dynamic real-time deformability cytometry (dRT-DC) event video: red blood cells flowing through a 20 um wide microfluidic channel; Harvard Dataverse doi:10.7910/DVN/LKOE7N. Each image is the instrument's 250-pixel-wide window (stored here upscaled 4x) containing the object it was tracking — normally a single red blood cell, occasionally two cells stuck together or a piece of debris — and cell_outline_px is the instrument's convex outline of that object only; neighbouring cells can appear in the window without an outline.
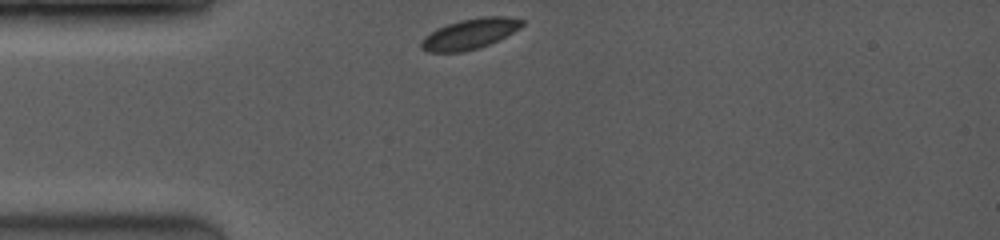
{"species": "common noctule bat (a hibernating species)", "species_latin": "Nyctalus noctula", "temperature_condition": "room temperature", "stored_images_in_passage": 34, "camera_frame_rate_fps": 3500, "um_per_image_px": 0.085, "animal": {"sex": "female", "body_mass_g": 19.0, "forearm_length_mm": 53.3}, "frame": {"image": 1, "passage_image": 1, "time_ms": 0.0, "image_size_px": [1000, 240], "cell_outline_px": [[524, 24], [520, 28], [488, 44], [476, 48], [460, 52], [428, 52], [420, 48], [420, 40], [424, 36], [436, 28], [460, 20], [480, 16], [504, 16], [524, 20]], "centroid_in_image_um": [39.88, 2.87], "position_along_channel_um": 45.1, "area_um2": 17.74}}
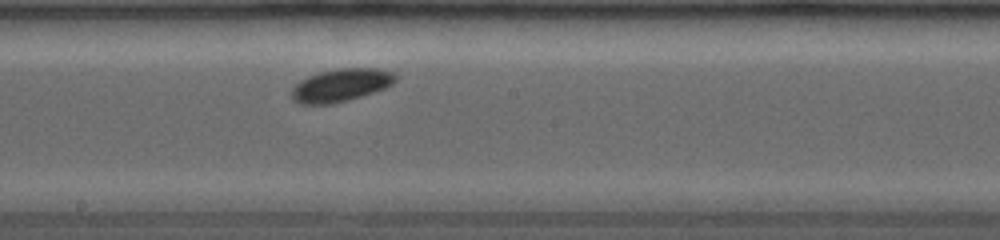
{"frame": {"image": 2, "passage_image": 24, "time_ms": 4.857, "image_size_px": [1000, 240], "cell_outline_px": [[396, 80], [392, 84], [384, 88], [348, 100], [332, 104], [300, 104], [292, 100], [292, 88], [300, 80], [308, 76], [340, 68], [376, 68], [392, 72], [396, 76]], "centroid_in_image_um": [28.96, 7.25], "position_along_channel_um": 219.2, "area_um2": 19.59}}
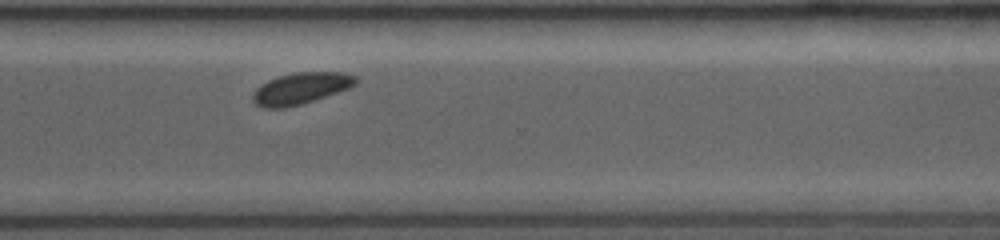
{"frame": {"image": 3, "passage_image": 34, "time_ms": 8.0, "image_size_px": [1000, 240], "cell_outline_px": [[356, 84], [348, 88], [300, 104], [284, 108], [264, 108], [256, 104], [252, 100], [252, 92], [260, 84], [268, 80], [292, 72], [344, 72], [356, 76]], "centroid_in_image_um": [25.52, 7.5], "position_along_channel_um": 345.1, "area_um2": 18.73}}